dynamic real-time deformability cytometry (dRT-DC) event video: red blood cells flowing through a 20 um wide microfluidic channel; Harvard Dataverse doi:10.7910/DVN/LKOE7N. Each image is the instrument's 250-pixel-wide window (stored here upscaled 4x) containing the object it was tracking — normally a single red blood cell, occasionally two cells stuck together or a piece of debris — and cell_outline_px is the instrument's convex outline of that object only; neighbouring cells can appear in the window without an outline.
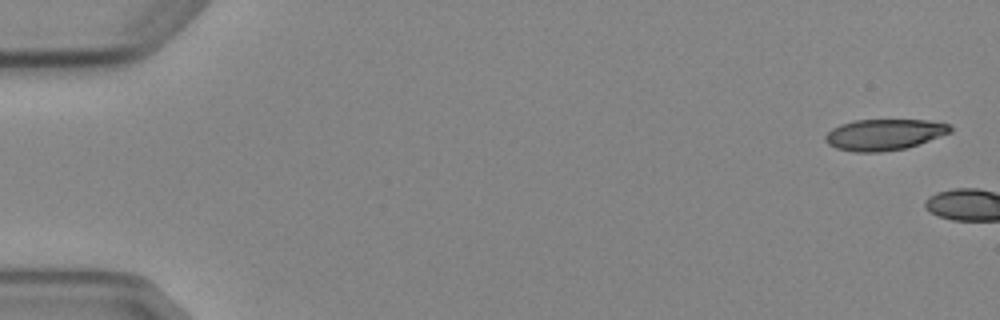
{"species": "Egyptian fruit bat (a non-hibernating species)", "species_latin": "Rousettus aegyptiacus", "temperature_condition": "cold", "stored_images_in_passage": 6, "camera_frame_rate_fps": 3000, "um_per_image_px": 0.085, "animal": {"sex": "female"}, "frame": {"image": 1, "passage_image": 1, "time_ms": 0.0, "image_size_px": [1000, 320], "cell_outline_px": [[952, 132], [908, 148], [880, 152], [856, 152], [836, 148], [828, 144], [824, 140], [824, 136], [832, 128], [840, 124], [852, 120], [928, 120], [948, 124], [952, 128]], "centroid_in_image_um": [75.14, 11.44], "position_along_channel_um": 9.9, "area_um2": 22.77}}
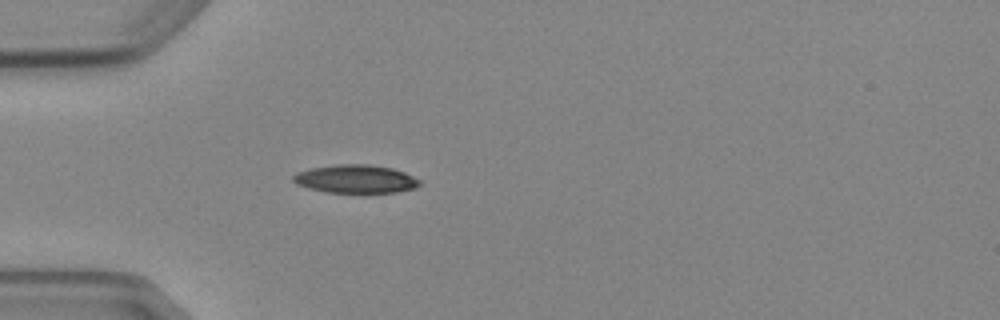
{"frame": {"image": 2, "passage_image": 6, "time_ms": 6.0, "image_size_px": [1000, 320], "cell_outline_px": [[420, 184], [416, 188], [396, 192], [328, 192], [308, 188], [296, 184], [292, 180], [292, 176], [296, 172], [312, 168], [336, 164], [368, 164], [392, 168], [404, 172], [420, 180]], "centroid_in_image_um": [30.21, 15.2], "position_along_channel_um": 54.8, "area_um2": 20.75}}